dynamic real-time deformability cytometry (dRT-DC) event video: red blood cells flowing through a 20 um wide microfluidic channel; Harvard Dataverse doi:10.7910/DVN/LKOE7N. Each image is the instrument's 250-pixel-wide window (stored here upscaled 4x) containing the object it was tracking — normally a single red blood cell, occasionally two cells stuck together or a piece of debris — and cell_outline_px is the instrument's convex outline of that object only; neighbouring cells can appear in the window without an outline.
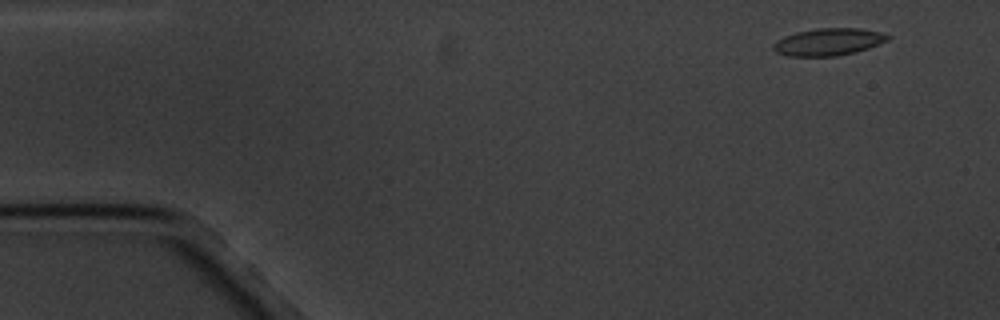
{"species": "common noctule bat (a hibernating species)", "species_latin": "Nyctalus noctula", "temperature_condition": "cold", "stored_images_in_passage": 4, "camera_frame_rate_fps": 3000, "um_per_image_px": 0.085, "animal": {"sex": "male", "body_mass_g": 20.1, "forearm_length_mm": 53.5}, "frame": {"image": 1, "passage_image": 2, "time_ms": 1.0, "image_size_px": [1000, 320], "cell_outline_px": [[892, 36], [888, 40], [868, 48], [856, 52], [836, 56], [788, 56], [776, 52], [772, 48], [772, 44], [776, 40], [784, 36], [796, 32], [816, 28], [860, 28], [880, 32]], "centroid_in_image_um": [70.4, 3.56], "position_along_channel_um": 14.6, "area_um2": 18.26}}